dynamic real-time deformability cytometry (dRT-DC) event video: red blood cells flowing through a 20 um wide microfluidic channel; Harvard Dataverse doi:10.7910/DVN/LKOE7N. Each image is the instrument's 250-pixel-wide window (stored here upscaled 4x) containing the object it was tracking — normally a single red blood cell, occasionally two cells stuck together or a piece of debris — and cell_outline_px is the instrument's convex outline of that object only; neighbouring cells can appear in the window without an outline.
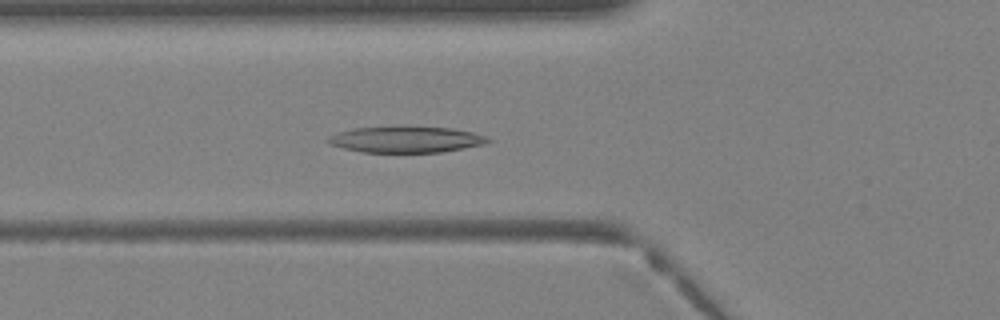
{"species": "Egyptian fruit bat (a non-hibernating species)", "species_latin": "Rousettus aegyptiacus", "temperature_condition": "warm", "stored_images_in_passage": 39, "camera_frame_rate_fps": 3000, "um_per_image_px": 0.085, "animal": {"sex": "female"}, "frame": {"image": 1, "passage_image": 14, "time_ms": 4.333, "image_size_px": [1000, 320], "cell_outline_px": [[492, 140], [484, 144], [464, 148], [440, 152], [364, 152], [344, 148], [332, 144], [324, 140], [328, 136], [352, 128], [396, 124], [412, 124], [452, 128], [472, 132], [488, 136]], "centroid_in_image_um": [34.52, 11.8], "position_along_channel_um": 91.3, "area_um2": 25.37}}
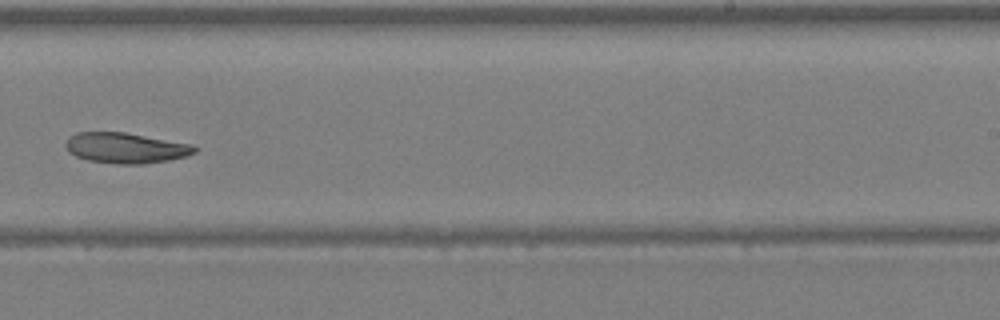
{"frame": {"image": 2, "passage_image": 25, "time_ms": 8.0, "image_size_px": [1000, 320], "cell_outline_px": [[200, 148], [196, 152], [184, 156], [168, 160], [144, 164], [116, 164], [88, 160], [76, 156], [68, 152], [64, 144], [68, 136], [76, 132], [124, 132], [192, 144]], "centroid_in_image_um": [10.66, 12.57], "position_along_channel_um": 278.3, "area_um2": 23.06}}
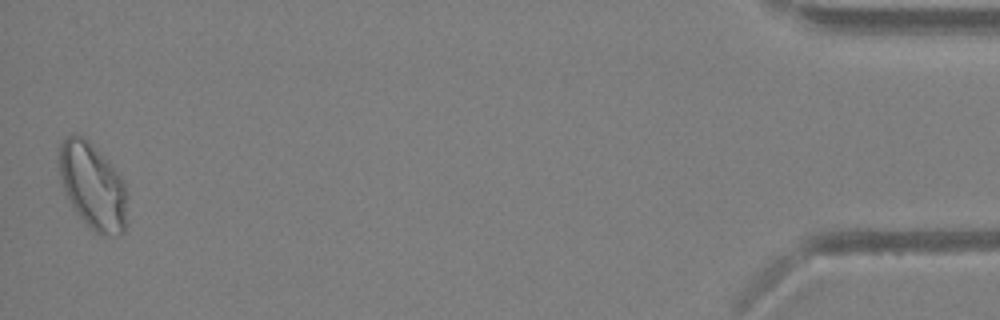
{"frame": {"image": 3, "passage_image": 39, "time_ms": 12.667, "image_size_px": [1000, 320], "cell_outline_px": [[124, 232], [120, 236], [96, 232], [76, 212], [64, 192], [60, 180], [60, 144], [72, 132], [88, 140], [108, 160], [120, 176], [124, 184]], "centroid_in_image_um": [7.84, 15.77], "position_along_channel_um": 427.4, "area_um2": 33.18}}